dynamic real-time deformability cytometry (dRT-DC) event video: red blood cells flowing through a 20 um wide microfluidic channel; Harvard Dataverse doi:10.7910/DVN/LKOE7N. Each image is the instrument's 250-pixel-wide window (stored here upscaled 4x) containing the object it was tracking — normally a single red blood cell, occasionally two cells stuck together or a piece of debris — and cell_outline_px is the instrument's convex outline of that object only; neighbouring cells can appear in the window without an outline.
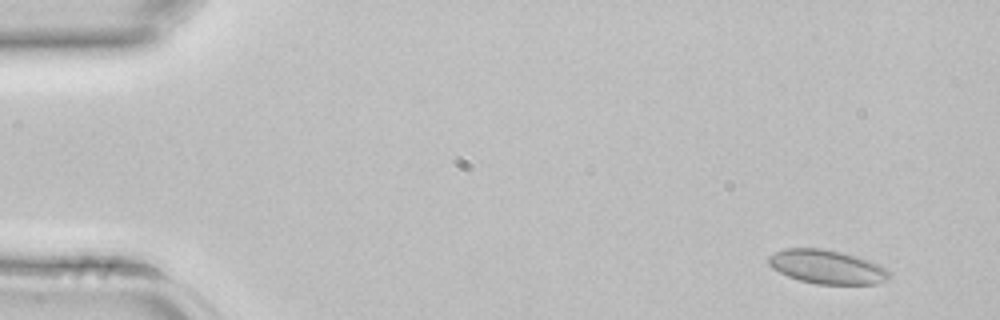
{"species": "common noctule bat (a hibernating species)", "species_latin": "Nyctalus noctula", "temperature_condition": "room temperature", "stored_images_in_passage": 3, "camera_frame_rate_fps": 3000, "um_per_image_px": 0.085, "animal": {"sex": "female", "body_mass_g": 22.7, "forearm_length_mm": 54.2}, "frame": {"image": 1, "passage_image": 1, "time_ms": 0.0, "image_size_px": [1000, 320], "cell_outline_px": [[892, 276], [888, 280], [876, 284], [816, 284], [800, 280], [788, 276], [772, 268], [768, 264], [768, 256], [784, 248], [820, 248], [840, 252], [856, 256], [880, 264]], "centroid_in_image_um": [70.3, 22.69], "position_along_channel_um": 14.7, "area_um2": 23.81}}
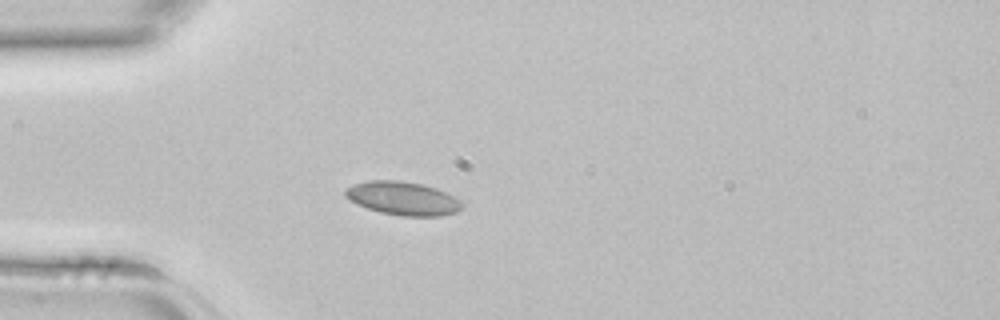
{"frame": {"image": 2, "passage_image": 3, "time_ms": 0.667, "image_size_px": [1000, 320], "cell_outline_px": [[464, 204], [456, 212], [440, 216], [400, 216], [380, 212], [356, 204], [348, 200], [344, 196], [344, 188], [352, 184], [368, 180], [400, 180], [420, 184], [436, 188], [460, 200]], "centroid_in_image_um": [34.18, 16.86], "position_along_channel_um": 50.8, "area_um2": 22.89}}